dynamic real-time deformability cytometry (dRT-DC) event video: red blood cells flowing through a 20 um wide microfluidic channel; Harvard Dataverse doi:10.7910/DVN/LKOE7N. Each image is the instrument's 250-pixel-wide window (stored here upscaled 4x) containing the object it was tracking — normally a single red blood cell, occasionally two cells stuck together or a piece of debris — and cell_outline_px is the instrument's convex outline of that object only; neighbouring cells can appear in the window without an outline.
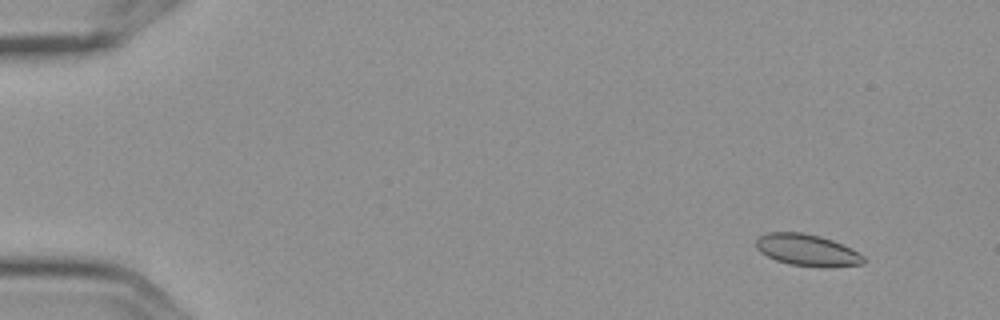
{"species": "Egyptian fruit bat (a non-hibernating species)", "species_latin": "Rousettus aegyptiacus", "temperature_condition": "cold", "stored_images_in_passage": 9, "camera_frame_rate_fps": 3000, "um_per_image_px": 0.085, "frame": {"image": 1, "passage_image": 1, "time_ms": 0.0, "image_size_px": [1000, 320], "cell_outline_px": [[864, 264], [824, 268], [820, 268], [788, 264], [776, 260], [760, 252], [756, 248], [756, 240], [760, 236], [768, 232], [804, 232], [820, 236], [832, 240], [864, 256]], "centroid_in_image_um": [68.58, 21.27], "position_along_channel_um": 16.4, "area_um2": 19.88}}
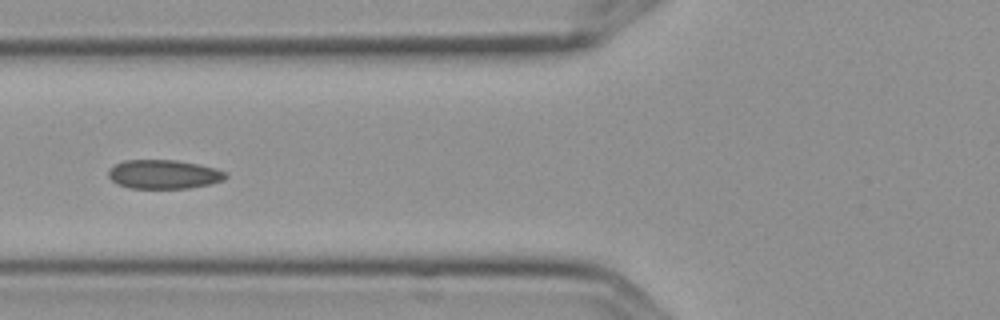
{"frame": {"image": 2, "passage_image": 6, "time_ms": 1.667, "image_size_px": [1000, 320], "cell_outline_px": [[228, 176], [224, 180], [212, 184], [188, 188], [132, 188], [116, 184], [108, 176], [108, 172], [116, 164], [124, 160], [176, 160], [200, 164], [216, 168], [228, 172]], "centroid_in_image_um": [13.98, 14.81], "position_along_channel_um": 111.8, "area_um2": 19.94}}
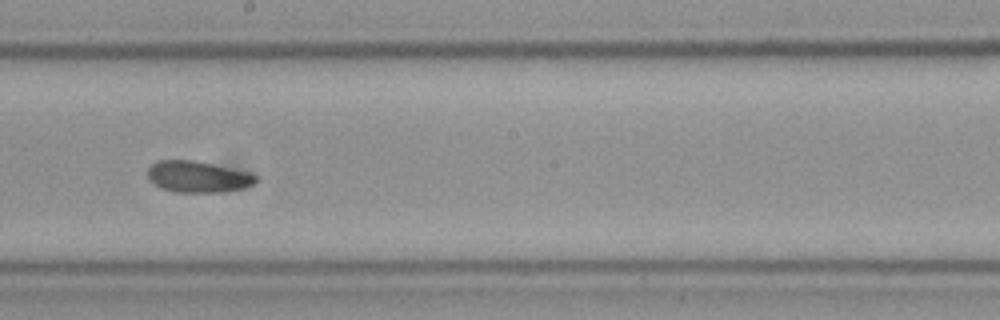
{"frame": {"image": 3, "passage_image": 9, "time_ms": 2.667, "image_size_px": [1000, 320], "cell_outline_px": [[256, 180], [252, 184], [244, 188], [220, 192], [176, 192], [160, 188], [148, 180], [148, 168], [156, 160], [192, 160], [212, 164], [248, 172], [256, 176]], "centroid_in_image_um": [16.76, 15.02], "position_along_channel_um": 231.4, "area_um2": 19.65}}